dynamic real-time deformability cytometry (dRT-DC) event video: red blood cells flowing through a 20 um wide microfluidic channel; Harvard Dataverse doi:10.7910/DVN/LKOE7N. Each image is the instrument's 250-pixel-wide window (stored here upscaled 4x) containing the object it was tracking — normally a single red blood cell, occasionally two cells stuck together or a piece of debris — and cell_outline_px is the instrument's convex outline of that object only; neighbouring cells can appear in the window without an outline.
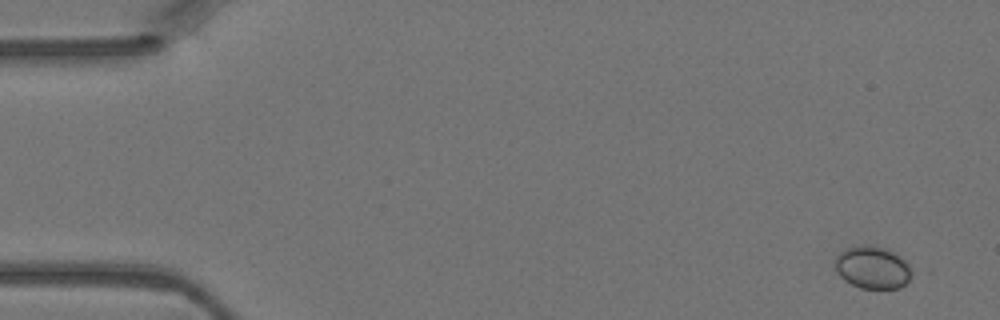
{"species": "Egyptian fruit bat (a non-hibernating species)", "species_latin": "Rousettus aegyptiacus", "temperature_condition": "warm", "stored_images_in_passage": 4, "camera_frame_rate_fps": 3000, "um_per_image_px": 0.085, "animal": {"sex": "female"}, "frame": {"image": 1, "passage_image": 1, "time_ms": 0.0, "image_size_px": [1000, 320], "cell_outline_px": [[916, 272], [900, 288], [860, 288], [844, 280], [836, 272], [836, 256], [844, 248], [860, 244], [872, 244], [884, 248], [892, 252], [904, 260]], "centroid_in_image_um": [74.17, 22.72], "position_along_channel_um": 10.8, "area_um2": 19.19}}
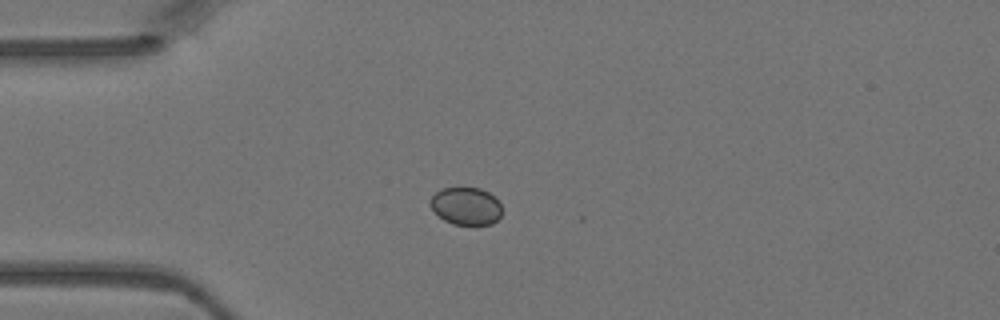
{"frame": {"image": 2, "passage_image": 4, "time_ms": 1.0, "image_size_px": [1000, 320], "cell_outline_px": [[504, 212], [492, 224], [452, 224], [444, 220], [432, 208], [432, 196], [436, 192], [444, 188], [460, 184], [480, 188], [488, 192], [500, 204]], "centroid_in_image_um": [39.64, 17.47], "position_along_channel_um": 45.4, "area_um2": 15.9}}